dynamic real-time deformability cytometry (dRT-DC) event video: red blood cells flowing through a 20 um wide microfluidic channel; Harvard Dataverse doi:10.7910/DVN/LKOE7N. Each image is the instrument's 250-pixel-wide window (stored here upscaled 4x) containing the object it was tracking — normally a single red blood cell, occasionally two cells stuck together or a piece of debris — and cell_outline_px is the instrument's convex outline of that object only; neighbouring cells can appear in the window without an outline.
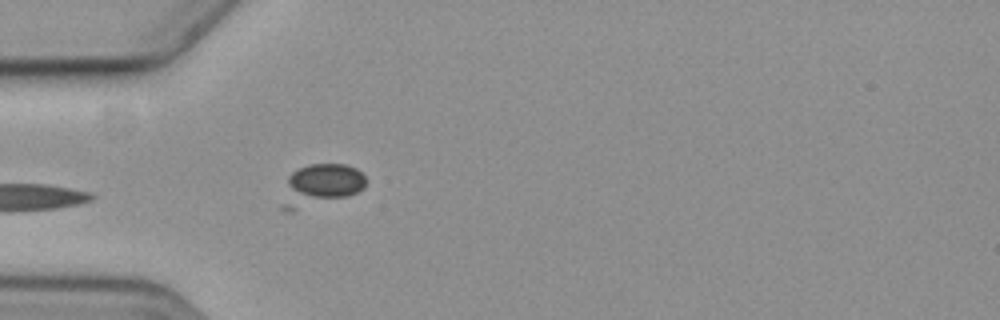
{"species": "common noctule bat (a hibernating species)", "species_latin": "Nyctalus noctula", "temperature_condition": "cold", "stored_images_in_passage": 5, "camera_frame_rate_fps": 3000, "um_per_image_px": 0.085, "animal": {"sex": "female", "body_mass_g": 19.3, "forearm_length_mm": 54.1}, "frame": {"image": 1, "passage_image": 5, "time_ms": 5.667, "image_size_px": [1000, 320], "cell_outline_px": [[368, 180], [364, 188], [348, 196], [292, 212], [284, 212], [280, 208], [280, 204], [288, 176], [292, 172], [308, 164], [344, 164], [356, 168]], "centroid_in_image_um": [27.22, 15.77], "position_along_channel_um": 57.8, "area_um2": 20.81}}